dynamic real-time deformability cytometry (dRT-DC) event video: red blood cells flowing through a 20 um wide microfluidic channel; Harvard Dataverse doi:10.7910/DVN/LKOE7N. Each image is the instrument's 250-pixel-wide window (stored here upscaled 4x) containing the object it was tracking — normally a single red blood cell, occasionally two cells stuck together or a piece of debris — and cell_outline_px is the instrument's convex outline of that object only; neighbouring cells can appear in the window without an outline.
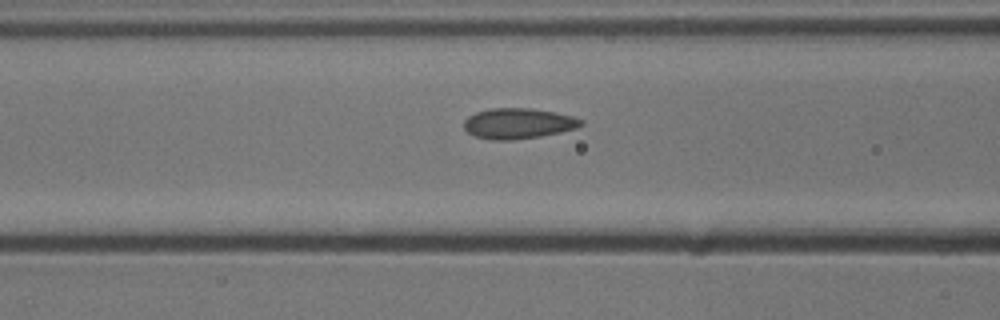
{"species": "common noctule bat (a hibernating species)", "species_latin": "Nyctalus noctula", "temperature_condition": "cold", "stored_images_in_passage": 5, "camera_frame_rate_fps": 3000, "um_per_image_px": 0.085, "animal": {"sex": "male", "body_mass_g": 13.3}, "frame": {"image": 1, "passage_image": 5, "time_ms": 1.333, "image_size_px": [1000, 320], "cell_outline_px": [[584, 124], [576, 128], [540, 136], [512, 140], [492, 140], [476, 136], [468, 132], [464, 128], [464, 120], [468, 116], [476, 112], [488, 108], [532, 108], [556, 112], [572, 116], [584, 120]], "centroid_in_image_um": [44.04, 10.48], "position_along_channel_um": 122.6, "area_um2": 20.87}}